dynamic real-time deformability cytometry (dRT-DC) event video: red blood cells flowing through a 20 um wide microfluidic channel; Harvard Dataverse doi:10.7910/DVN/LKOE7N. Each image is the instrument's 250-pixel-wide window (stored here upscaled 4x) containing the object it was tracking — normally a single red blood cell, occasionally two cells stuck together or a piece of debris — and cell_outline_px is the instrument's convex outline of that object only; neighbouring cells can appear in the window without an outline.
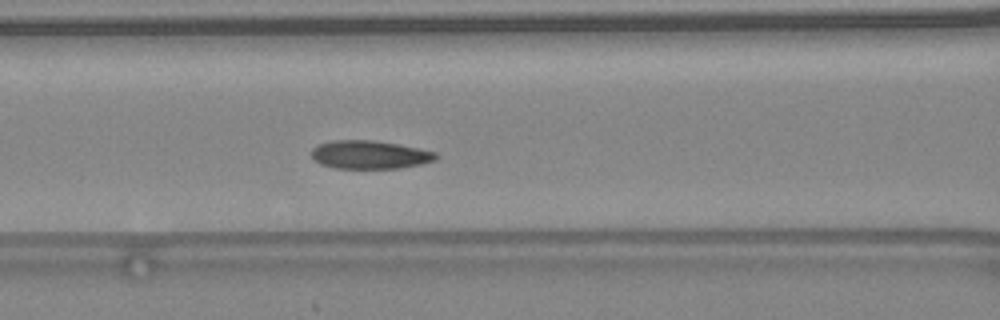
{"species": "common noctule bat (a hibernating species)", "species_latin": "Nyctalus noctula", "temperature_condition": "warm", "stored_images_in_passage": 45, "camera_frame_rate_fps": 3000, "um_per_image_px": 0.085, "animal": {"sex": "female", "body_mass_g": 24.6, "forearm_length_mm": 56.2}, "frame": {"image": 1, "passage_image": 20, "time_ms": 6.333, "image_size_px": [1000, 320], "cell_outline_px": [[440, 156], [436, 160], [420, 164], [400, 168], [336, 168], [320, 164], [312, 156], [312, 148], [320, 144], [332, 140], [372, 140], [396, 144], [436, 152]], "centroid_in_image_um": [31.44, 13.15], "position_along_channel_um": 135.2, "area_um2": 20.35}, "authors_computed_cell_mechanics": {"area_um2": 20.6924, "velocity_mm_per_s": 4.4978, "shape_relaxation_time_tau1_ms": 2.2559, "shape_relaxation_time_tau2_ms": 4.0143, "deformation_change_tau1": 0.0912, "deformation_change_tau2": 0.0815}}